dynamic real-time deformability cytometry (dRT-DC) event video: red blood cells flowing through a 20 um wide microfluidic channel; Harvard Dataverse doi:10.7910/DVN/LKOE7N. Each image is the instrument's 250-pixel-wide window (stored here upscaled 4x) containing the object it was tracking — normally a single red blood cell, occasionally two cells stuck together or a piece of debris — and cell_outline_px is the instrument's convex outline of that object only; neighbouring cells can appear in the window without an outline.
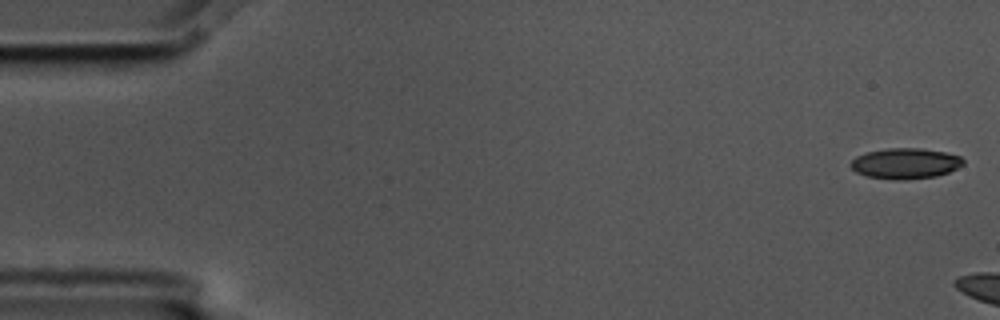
{"species": "common noctule bat (a hibernating species)", "species_latin": "Nyctalus noctula", "temperature_condition": "cold", "stored_images_in_passage": 13, "camera_frame_rate_fps": 3000, "um_per_image_px": 0.085, "animal": {"sex": "male", "body_mass_g": 17.5, "forearm_length_mm": 52.3}, "frame": {"image": 1, "passage_image": 1, "time_ms": 0.0, "image_size_px": [1000, 320], "cell_outline_px": [[964, 164], [948, 172], [936, 176], [904, 180], [900, 180], [868, 176], [856, 172], [848, 164], [856, 156], [864, 152], [888, 148], [920, 148], [944, 152], [960, 156], [964, 160]], "centroid_in_image_um": [76.93, 13.88], "position_along_channel_um": 8.1, "area_um2": 20.06}}